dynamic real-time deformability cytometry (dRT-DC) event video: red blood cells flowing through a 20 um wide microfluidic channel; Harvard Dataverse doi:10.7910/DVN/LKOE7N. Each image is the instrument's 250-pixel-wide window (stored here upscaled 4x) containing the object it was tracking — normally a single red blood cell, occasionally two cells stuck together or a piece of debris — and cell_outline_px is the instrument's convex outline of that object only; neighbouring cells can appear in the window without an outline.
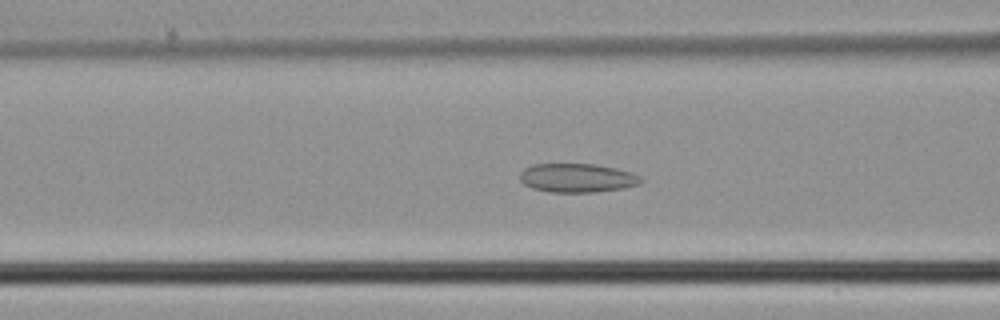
{"species": "common noctule bat (a hibernating species)", "species_latin": "Nyctalus noctula", "temperature_condition": "cold", "stored_images_in_passage": 46, "camera_frame_rate_fps": 3000, "um_per_image_px": 0.085, "animal": {"sex": "male", "body_mass_g": 21.5, "forearm_length_mm": 52.0}, "frame": {"image": 1, "passage_image": 18, "time_ms": 5.667, "image_size_px": [1000, 320], "cell_outline_px": [[644, 180], [640, 184], [624, 188], [596, 192], [548, 192], [532, 188], [524, 184], [520, 180], [520, 172], [524, 168], [532, 164], [596, 164], [616, 168], [632, 172], [640, 176]], "centroid_in_image_um": [49.07, 15.12], "position_along_channel_um": 117.5, "area_um2": 20.58}}
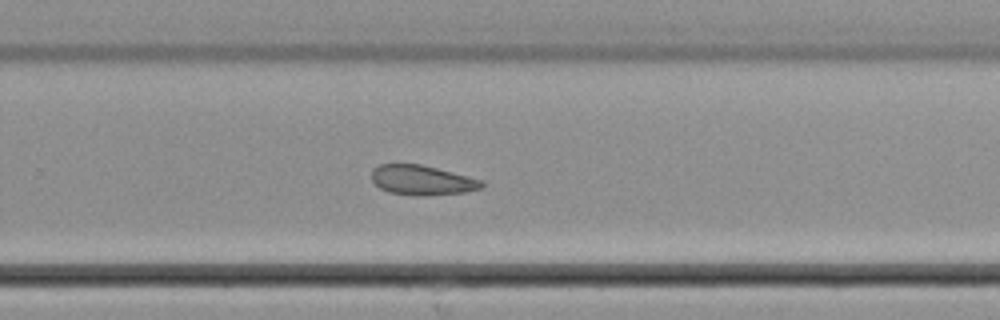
{"frame": {"image": 2, "passage_image": 30, "time_ms": 9.667, "image_size_px": [1000, 320], "cell_outline_px": [[484, 188], [464, 192], [424, 196], [416, 196], [388, 192], [380, 188], [372, 180], [372, 168], [380, 164], [420, 164], [484, 180]], "centroid_in_image_um": [35.88, 15.32], "position_along_channel_um": 293.9, "area_um2": 19.19}}
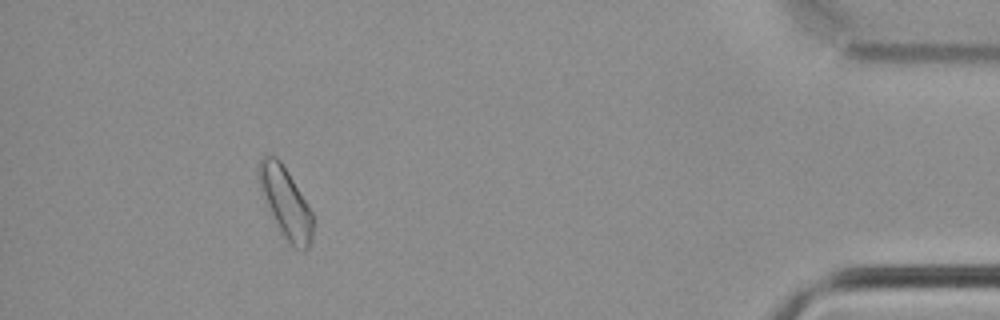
{"frame": {"image": 3, "passage_image": 42, "time_ms": 13.667, "image_size_px": [1000, 320], "cell_outline_px": [[312, 240], [308, 248], [304, 252], [292, 248], [288, 244], [260, 188], [256, 176], [256, 172], [260, 160], [264, 156], [276, 156], [280, 160], [288, 172], [312, 212]], "centroid_in_image_um": [24.28, 17.23], "position_along_channel_um": 410.9, "area_um2": 21.68}}